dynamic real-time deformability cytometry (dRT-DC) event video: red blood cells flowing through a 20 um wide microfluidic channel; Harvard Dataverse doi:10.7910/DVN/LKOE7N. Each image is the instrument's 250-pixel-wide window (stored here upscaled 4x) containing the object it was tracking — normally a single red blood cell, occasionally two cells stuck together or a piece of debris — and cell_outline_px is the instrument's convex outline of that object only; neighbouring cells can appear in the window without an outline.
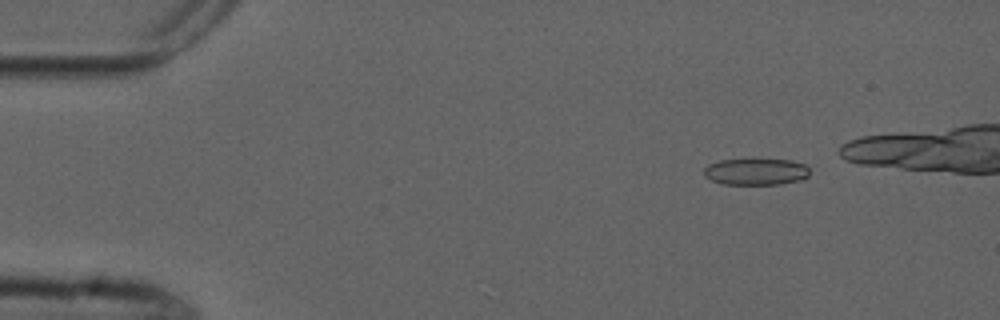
{"species": "common noctule bat (a hibernating species)", "species_latin": "Nyctalus noctula", "temperature_condition": "cold", "stored_images_in_passage": 7, "camera_frame_rate_fps": 3000, "um_per_image_px": 0.085, "animal": {"sex": "male", "forearm_length_mm": 52.5}, "frame": {"image": 1, "passage_image": 2, "time_ms": 1.333, "image_size_px": [1000, 320], "cell_outline_px": [[808, 176], [804, 180], [780, 184], [724, 184], [712, 180], [704, 176], [704, 168], [708, 164], [720, 160], [792, 160], [804, 164], [808, 168]], "centroid_in_image_um": [64.27, 14.6], "position_along_channel_um": 20.7, "area_um2": 16.3}}